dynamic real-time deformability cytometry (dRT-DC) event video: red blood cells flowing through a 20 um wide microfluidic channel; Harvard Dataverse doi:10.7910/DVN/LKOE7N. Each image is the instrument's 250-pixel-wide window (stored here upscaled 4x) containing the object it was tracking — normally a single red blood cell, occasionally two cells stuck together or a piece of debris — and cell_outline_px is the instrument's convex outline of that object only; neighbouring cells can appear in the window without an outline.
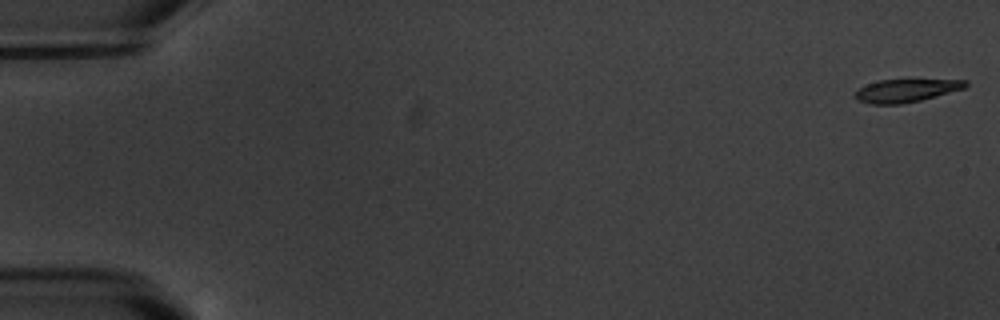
{"species": "common noctule bat (a hibernating species)", "species_latin": "Nyctalus noctula", "temperature_condition": "warm", "stored_images_in_passage": 3, "camera_frame_rate_fps": 3000, "um_per_image_px": 0.085, "animal": {"sex": "male", "body_mass_g": 20.1, "forearm_length_mm": 53.5}, "frame": {"image": 1, "passage_image": 1, "time_ms": 0.0, "image_size_px": [1000, 320], "cell_outline_px": [[968, 84], [964, 88], [936, 96], [920, 100], [900, 104], [872, 104], [856, 100], [852, 96], [860, 88], [868, 84], [880, 80], [968, 80]], "centroid_in_image_um": [76.98, 7.7], "position_along_channel_um": 8.0, "area_um2": 14.57}}